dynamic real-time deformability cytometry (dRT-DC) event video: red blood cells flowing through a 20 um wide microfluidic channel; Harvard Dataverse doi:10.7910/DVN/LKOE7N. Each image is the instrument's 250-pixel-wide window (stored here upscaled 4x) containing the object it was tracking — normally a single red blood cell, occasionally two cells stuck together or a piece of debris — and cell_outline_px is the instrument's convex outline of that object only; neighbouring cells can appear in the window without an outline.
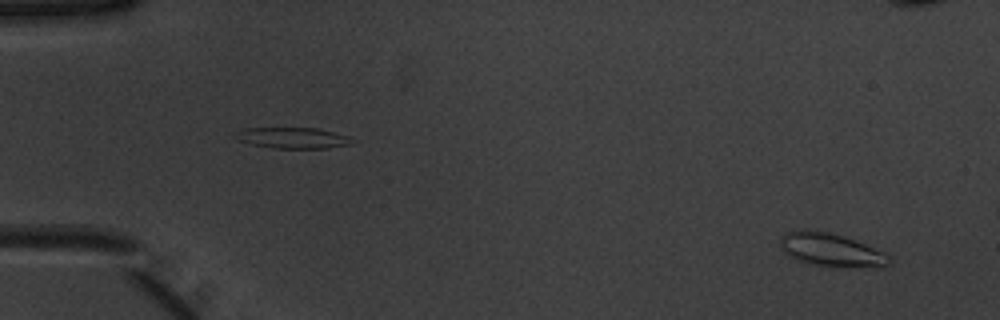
{"species": "common noctule bat (a hibernating species)", "species_latin": "Nyctalus noctula", "temperature_condition": "warm", "stored_images_in_passage": 13, "camera_frame_rate_fps": 3000, "um_per_image_px": 0.085, "animal": {"sex": "male", "body_mass_g": 20.1, "forearm_length_mm": 53.5}, "frame": {"image": 1, "passage_image": 3, "time_ms": 0.667, "image_size_px": [1000, 320], "cell_outline_px": [[892, 264], [884, 268], [876, 268], [812, 264], [800, 260], [792, 256], [780, 244], [780, 236], [784, 232], [804, 228], [828, 232], [864, 244], [884, 252], [892, 256]], "centroid_in_image_um": [70.72, 21.23], "position_along_channel_um": 14.3, "area_um2": 20.87}}